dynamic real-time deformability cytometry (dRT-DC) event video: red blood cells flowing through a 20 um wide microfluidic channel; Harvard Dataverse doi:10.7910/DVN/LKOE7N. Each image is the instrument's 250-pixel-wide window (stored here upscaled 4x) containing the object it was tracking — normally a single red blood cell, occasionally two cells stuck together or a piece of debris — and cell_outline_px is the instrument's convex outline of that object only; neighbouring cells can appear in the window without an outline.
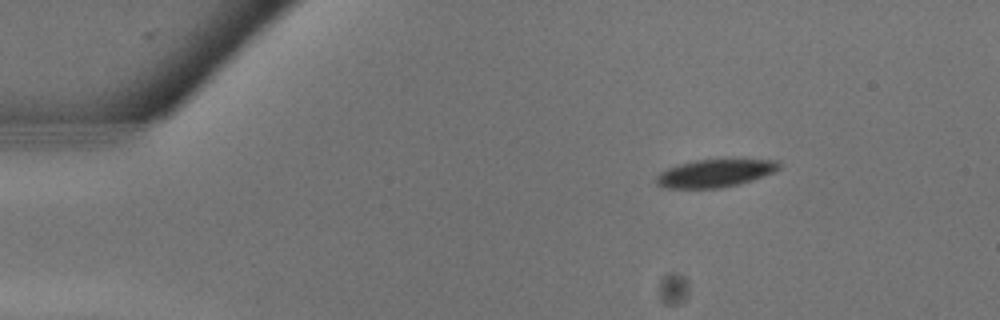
{"species": "common noctule bat (a hibernating species)", "species_latin": "Nyctalus noctula", "temperature_condition": "warm", "stored_images_in_passage": 29, "camera_frame_rate_fps": 3000, "um_per_image_px": 0.085, "animal": {"sex": "male", "body_mass_g": 13.3}, "frame": {"image": 1, "passage_image": 5, "time_ms": 1.333, "image_size_px": [1000, 320], "cell_outline_px": [[780, 168], [772, 172], [752, 180], [740, 184], [720, 188], [668, 188], [656, 184], [656, 176], [660, 172], [668, 168], [680, 164], [696, 160], [780, 160]], "centroid_in_image_um": [60.76, 14.73], "position_along_channel_um": 24.2, "area_um2": 19.59}}
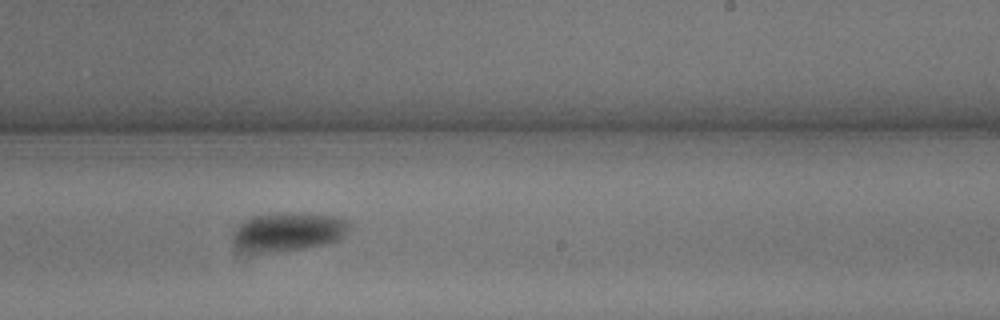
{"frame": {"image": 2, "passage_image": 18, "time_ms": 5.667, "image_size_px": [1000, 320], "cell_outline_px": [[348, 228], [336, 240], [324, 244], [304, 248], [264, 252], [260, 252], [244, 248], [236, 244], [232, 240], [232, 236], [236, 228], [244, 220], [252, 216], [276, 212], [300, 212], [332, 216], [348, 220]], "centroid_in_image_um": [24.47, 19.65], "position_along_channel_um": 264.5, "area_um2": 25.66}}
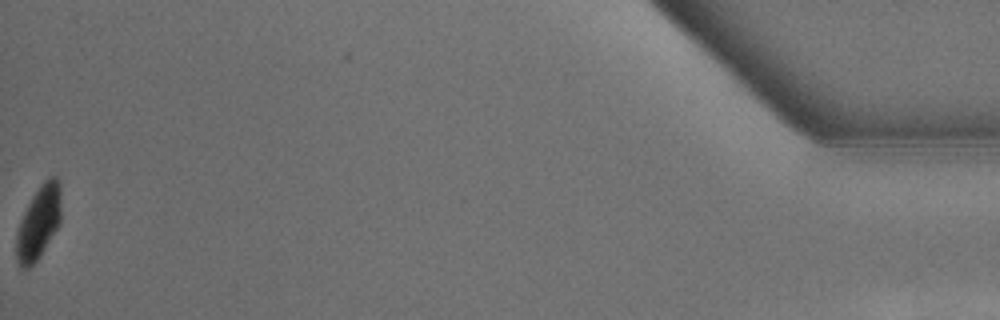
{"frame": {"image": 3, "passage_image": 29, "time_ms": 9.333, "image_size_px": [1000, 320], "cell_outline_px": [[60, 224], [40, 256], [28, 268], [24, 268], [20, 264], [16, 256], [16, 232], [20, 220], [32, 196], [40, 184], [44, 180], [52, 176], [56, 176], [60, 180]], "centroid_in_image_um": [3.29, 18.87], "position_along_channel_um": 431.9, "area_um2": 19.02}}